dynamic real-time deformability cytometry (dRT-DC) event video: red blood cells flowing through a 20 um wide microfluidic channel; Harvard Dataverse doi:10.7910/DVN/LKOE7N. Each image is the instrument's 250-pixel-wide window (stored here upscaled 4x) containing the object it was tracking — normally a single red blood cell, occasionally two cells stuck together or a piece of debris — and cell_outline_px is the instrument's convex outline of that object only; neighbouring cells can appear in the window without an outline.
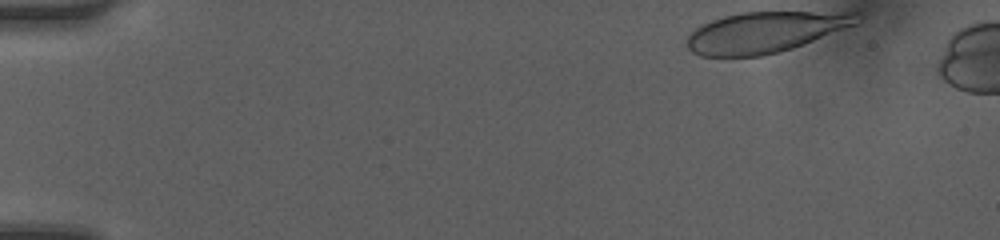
{"species": "human", "species_latin": "Homo sapiens", "temperature_condition": "room temperature", "stored_images_in_passage": 38, "camera_frame_rate_fps": 3000, "um_per_image_px": 0.085, "donor": {"sex": "female"}, "frame": {"image": 1, "passage_image": 1, "time_ms": 0.0, "image_size_px": [1000, 240], "cell_outline_px": [[864, 16], [856, 24], [792, 48], [760, 56], [700, 56], [692, 52], [688, 48], [688, 36], [696, 28], [712, 20], [724, 16], [740, 12], [860, 12]], "centroid_in_image_um": [65.06, 2.72], "position_along_channel_um": 19.9, "area_um2": 40.06}}
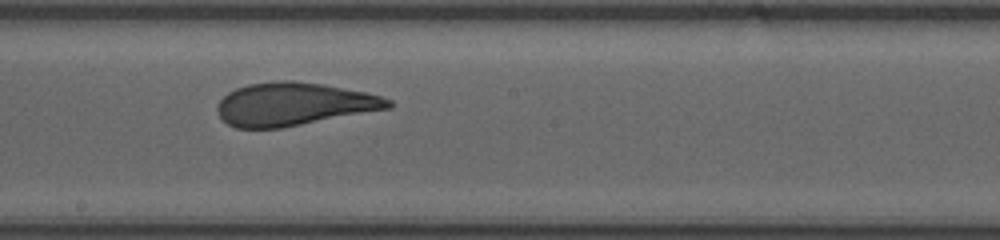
{"frame": {"image": 2, "passage_image": 24, "time_ms": 7.667, "image_size_px": [1000, 240], "cell_outline_px": [[392, 108], [280, 128], [236, 128], [228, 124], [220, 116], [216, 108], [220, 100], [228, 92], [236, 88], [248, 84], [276, 80], [292, 80], [320, 84], [364, 92], [380, 96], [392, 100]], "centroid_in_image_um": [24.95, 8.85], "position_along_channel_um": 223.2, "area_um2": 42.66}}
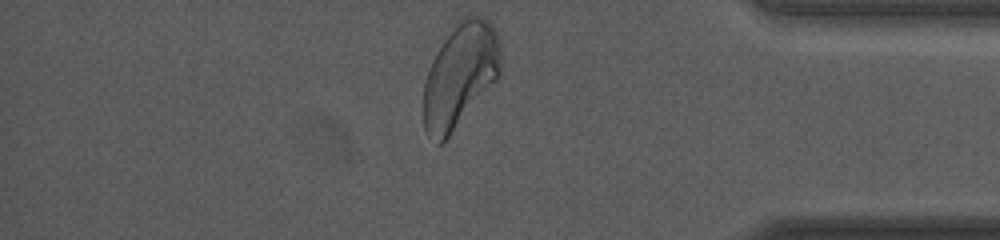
{"frame": {"image": 3, "passage_image": 38, "time_ms": 12.333, "image_size_px": [1000, 240], "cell_outline_px": [[500, 76], [448, 136], [440, 144], [436, 144], [424, 128], [424, 80], [432, 60], [436, 52], [456, 20], [468, 16], [484, 16], [496, 28], [500, 44]], "centroid_in_image_um": [39.12, 6.34], "position_along_channel_um": 396.1, "area_um2": 46.64}, "authors_computed_cell_mechanics": {"area_um2": 43.5812, "velocity_mm_per_s": 4.1892, "shape_relaxation_time_tau1_ms": 5.3825, "shape_relaxation_time_tau2_ms": 0.8012, "deformation_change_tau1": 0.1718, "deformation_change_tau2": 0.0643}}